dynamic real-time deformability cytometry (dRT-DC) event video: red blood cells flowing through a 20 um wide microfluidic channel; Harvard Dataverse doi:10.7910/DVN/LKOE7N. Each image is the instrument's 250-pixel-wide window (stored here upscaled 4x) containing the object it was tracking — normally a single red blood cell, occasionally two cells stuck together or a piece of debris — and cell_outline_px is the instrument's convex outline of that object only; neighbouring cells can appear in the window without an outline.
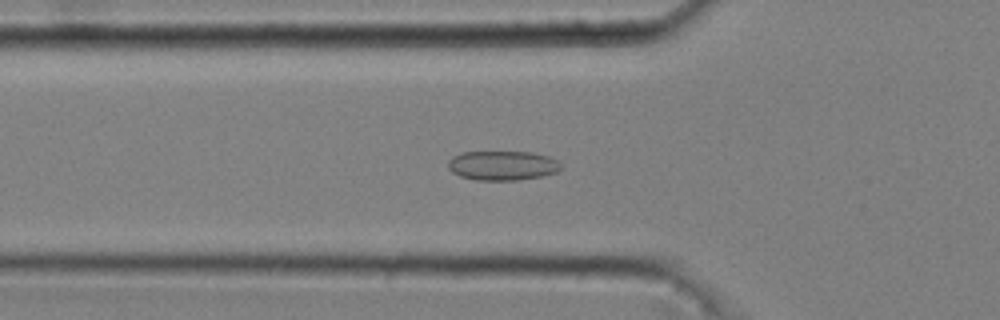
{"species": "common noctule bat (a hibernating species)", "species_latin": "Nyctalus noctula", "temperature_condition": "cold", "stored_images_in_passage": 49, "camera_frame_rate_fps": 3000, "um_per_image_px": 0.085, "animal": {"sex": "male", "body_mass_g": 20.4}, "frame": {"image": 1, "passage_image": 15, "time_ms": 4.667, "image_size_px": [1000, 320], "cell_outline_px": [[560, 168], [556, 172], [540, 176], [516, 180], [476, 180], [460, 176], [452, 172], [448, 168], [448, 160], [452, 156], [464, 152], [532, 152], [548, 156], [556, 160], [560, 164]], "centroid_in_image_um": [42.67, 14.06], "position_along_channel_um": 83.1, "area_um2": 19.25}}
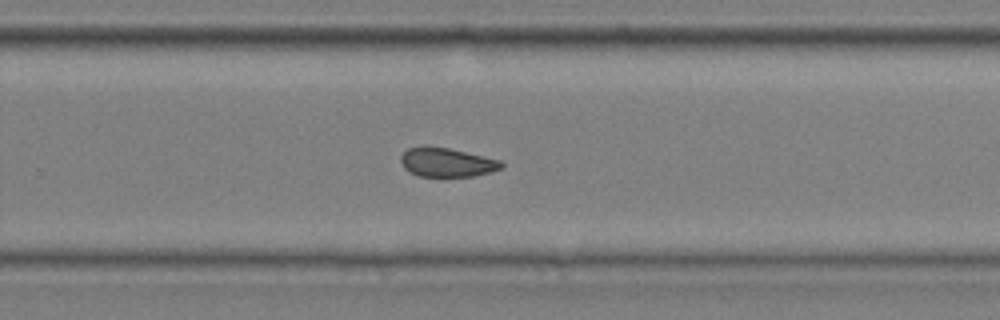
{"frame": {"image": 2, "passage_image": 32, "time_ms": 10.333, "image_size_px": [1000, 320], "cell_outline_px": [[504, 164], [500, 168], [488, 172], [472, 176], [420, 176], [408, 172], [404, 168], [400, 160], [400, 156], [408, 148], [424, 144], [448, 148], [500, 160]], "centroid_in_image_um": [37.9, 13.78], "position_along_channel_um": 291.9, "area_um2": 16.99}}
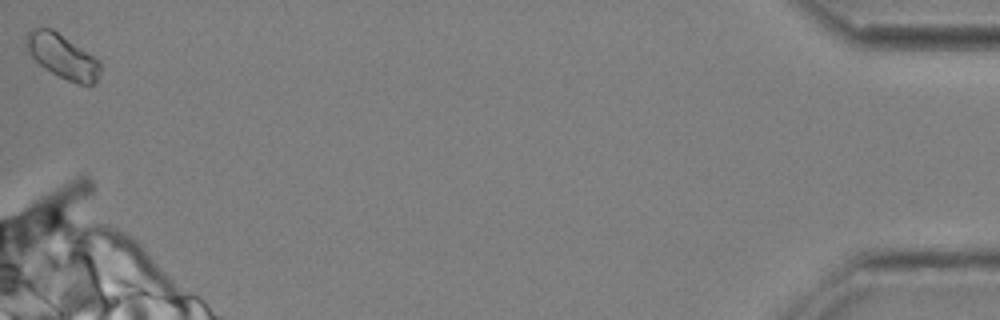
{"frame": {"image": 3, "passage_image": 49, "time_ms": 16.0, "image_size_px": [1000, 320], "cell_outline_px": [[100, 72], [96, 80], [92, 84], [80, 84], [68, 80], [44, 68], [28, 52], [24, 40], [24, 36], [32, 28], [52, 28], [100, 60]], "centroid_in_image_um": [5.28, 4.75], "position_along_channel_um": 429.9, "area_um2": 18.9}, "authors_computed_cell_mechanics": {"area_um2": 18.0914, "velocity_mm_per_s": 3.6862, "shape_relaxation_time_tau1_ms": null, "shape_relaxation_time_tau2_ms": 2.9392, "deformation_change_tau1": null, "deformation_change_tau2": 0.0781}}